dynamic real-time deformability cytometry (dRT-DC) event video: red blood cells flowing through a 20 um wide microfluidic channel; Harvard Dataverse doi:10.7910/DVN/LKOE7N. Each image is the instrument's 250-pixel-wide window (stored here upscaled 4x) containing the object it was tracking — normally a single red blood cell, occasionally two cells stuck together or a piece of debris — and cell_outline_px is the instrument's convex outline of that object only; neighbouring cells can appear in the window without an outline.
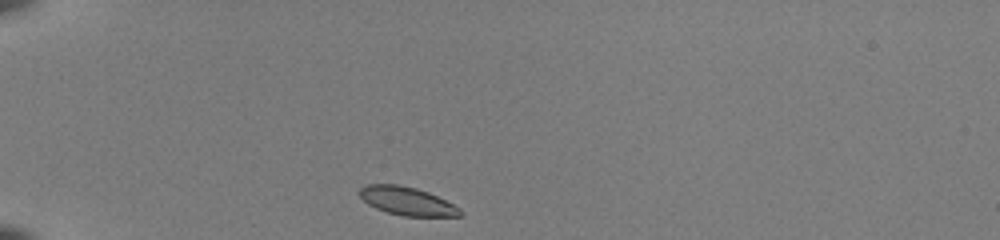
{"species": "common noctule bat (a hibernating species)", "species_latin": "Nyctalus noctula", "temperature_condition": "room temperature", "stored_images_in_passage": 38, "camera_frame_rate_fps": 3000, "um_per_image_px": 0.085, "animal": {"sex": "female", "body_mass_g": 22.0, "forearm_length_mm": 56.7}, "frame": {"image": 1, "passage_image": 1, "time_ms": 0.0, "image_size_px": [1000, 240], "cell_outline_px": [[464, 212], [460, 216], [404, 216], [388, 212], [376, 208], [368, 204], [360, 196], [360, 188], [364, 184], [396, 184], [416, 188], [428, 192], [460, 208]], "centroid_in_image_um": [34.59, 17.09], "position_along_channel_um": 50.4, "area_um2": 16.42}}
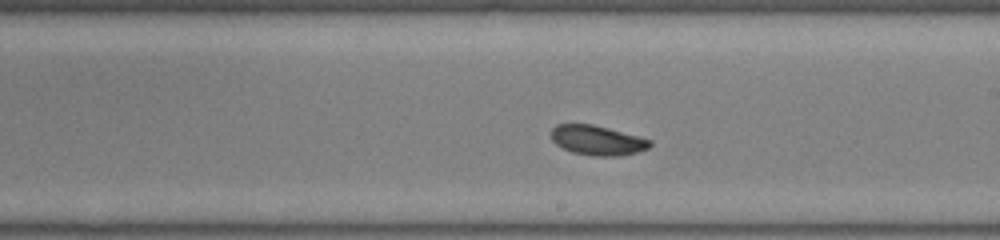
{"frame": {"image": 2, "passage_image": 18, "time_ms": 5.667, "image_size_px": [1000, 240], "cell_outline_px": [[652, 144], [648, 148], [636, 152], [620, 156], [596, 156], [572, 152], [556, 144], [552, 140], [552, 128], [556, 124], [592, 124], [640, 136], [652, 140]], "centroid_in_image_um": [50.8, 11.92], "position_along_channel_um": 238.2, "area_um2": 17.05}}
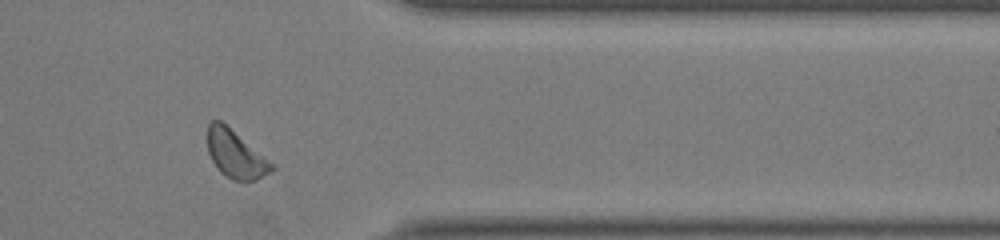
{"frame": {"image": 3, "passage_image": 30, "time_ms": 9.667, "image_size_px": [1000, 240], "cell_outline_px": [[276, 168], [256, 180], [232, 180], [220, 172], [212, 160], [208, 152], [208, 124], [212, 120], [220, 120], [272, 164]], "centroid_in_image_um": [19.98, 13.12], "position_along_channel_um": 391.4, "area_um2": 17.11}, "authors_computed_cell_mechanics": {"area_um2": 17.5423, "velocity_mm_per_s": 3.9587, "shape_relaxation_time_tau1_ms": 4.5038, "shape_relaxation_time_tau2_ms": null, "deformation_change_tau1": 0.1235, "deformation_change_tau2": null}}